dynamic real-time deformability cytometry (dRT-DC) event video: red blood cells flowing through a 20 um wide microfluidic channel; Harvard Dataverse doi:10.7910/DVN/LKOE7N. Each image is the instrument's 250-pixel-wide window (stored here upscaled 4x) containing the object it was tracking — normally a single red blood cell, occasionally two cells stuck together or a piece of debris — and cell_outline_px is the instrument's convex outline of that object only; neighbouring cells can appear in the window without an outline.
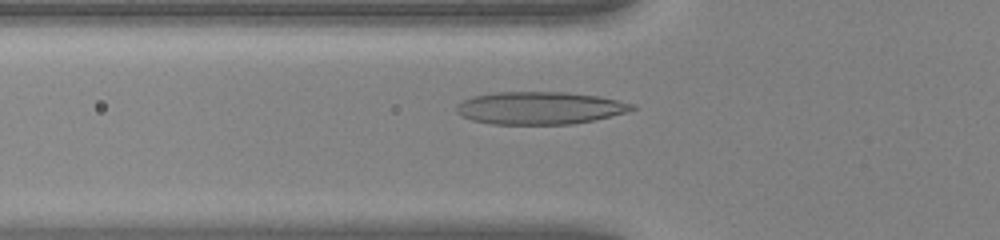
{"species": "human", "species_latin": "Homo sapiens", "temperature_condition": "warm", "stored_images_in_passage": 47, "camera_frame_rate_fps": 3000, "um_per_image_px": 0.085, "donor": {"sex": "female"}, "frame": {"image": 1, "passage_image": 16, "time_ms": 5.0, "image_size_px": [1000, 240], "cell_outline_px": [[636, 108], [628, 112], [592, 120], [572, 124], [492, 124], [472, 120], [460, 116], [456, 112], [456, 104], [472, 96], [496, 92], [564, 92], [600, 96], [636, 104]], "centroid_in_image_um": [45.87, 9.17], "position_along_channel_um": 79.9, "area_um2": 33.47}}
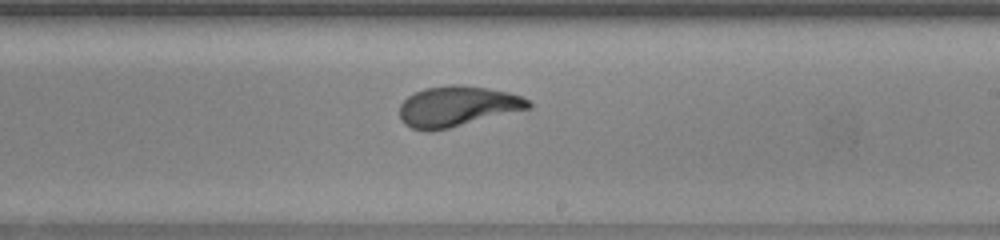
{"frame": {"image": 2, "passage_image": 28, "time_ms": 9.0, "image_size_px": [1000, 240], "cell_outline_px": [[532, 108], [432, 132], [424, 132], [412, 128], [404, 124], [400, 120], [400, 104], [408, 96], [424, 88], [448, 84], [460, 84], [488, 88], [508, 92], [520, 96], [528, 100], [532, 104]], "centroid_in_image_um": [38.85, 9.04], "position_along_channel_um": 250.2, "area_um2": 30.63}}
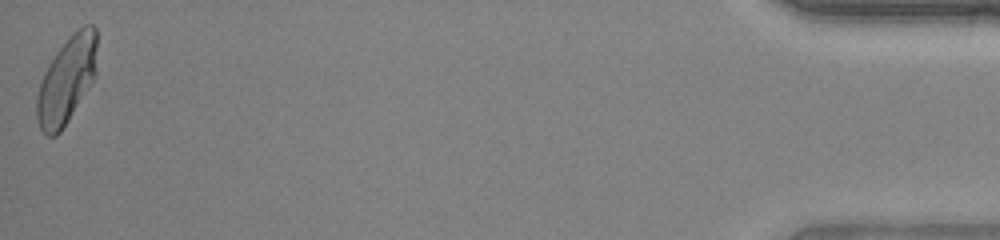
{"frame": {"image": 3, "passage_image": 47, "time_ms": 15.333, "image_size_px": [1000, 240], "cell_outline_px": [[96, 76], [68, 120], [60, 132], [56, 136], [48, 136], [40, 128], [36, 120], [36, 96], [44, 72], [48, 64], [56, 52], [72, 32], [76, 28], [84, 24], [92, 24], [96, 28]], "centroid_in_image_um": [5.67, 6.78], "position_along_channel_um": 429.5, "area_um2": 30.52}, "authors_computed_cell_mechanics": {"area_um2": 30.5184, "velocity_mm_per_s": 4.2559, "shape_relaxation_time_tau1_ms": 4.6258, "shape_relaxation_time_tau2_ms": null, "deformation_change_tau1": 0.2248, "deformation_change_tau2": null}}